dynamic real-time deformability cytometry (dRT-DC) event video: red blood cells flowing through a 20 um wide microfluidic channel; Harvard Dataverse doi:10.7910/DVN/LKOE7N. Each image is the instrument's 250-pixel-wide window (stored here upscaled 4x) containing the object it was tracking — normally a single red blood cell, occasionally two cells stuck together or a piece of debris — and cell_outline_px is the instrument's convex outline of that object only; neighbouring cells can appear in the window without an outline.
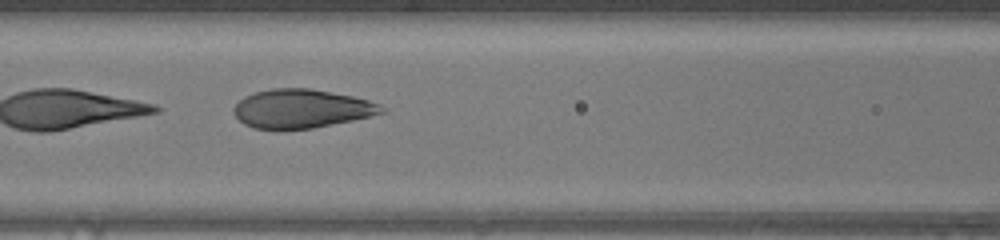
{"species": "human", "species_latin": "Homo sapiens", "temperature_condition": "warm", "stored_images_in_passage": 34, "camera_frame_rate_fps": 3000, "um_per_image_px": 0.085, "donor": {"sex": "female"}, "frame": {"image": 1, "passage_image": 8, "time_ms": 2.333, "image_size_px": [1000, 240], "cell_outline_px": [[388, 112], [352, 120], [312, 128], [252, 128], [244, 124], [232, 112], [236, 104], [244, 96], [256, 92], [272, 88], [312, 88], [352, 96], [368, 100], [380, 104]], "centroid_in_image_um": [25.64, 9.22], "position_along_channel_um": 141.0, "area_um2": 33.12}}
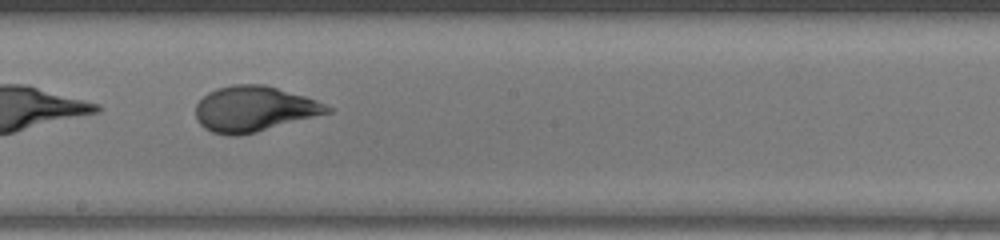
{"frame": {"image": 2, "passage_image": 14, "time_ms": 4.333, "image_size_px": [1000, 240], "cell_outline_px": [[332, 112], [256, 132], [236, 136], [228, 136], [212, 132], [204, 128], [196, 120], [196, 104], [208, 92], [216, 88], [232, 84], [264, 84], [304, 96], [316, 100], [332, 108]], "centroid_in_image_um": [21.56, 9.26], "position_along_channel_um": 226.6, "area_um2": 34.8}}
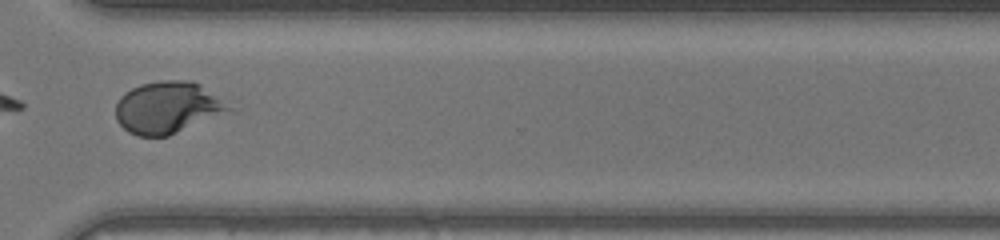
{"frame": {"image": 3, "passage_image": 23, "time_ms": 7.333, "image_size_px": [1000, 240], "cell_outline_px": [[240, 108], [168, 136], [136, 136], [128, 132], [116, 120], [116, 104], [120, 96], [124, 92], [140, 84], [160, 80], [192, 80], [240, 100]], "centroid_in_image_um": [14.49, 9.1], "position_along_channel_um": 356.1, "area_um2": 36.24}, "authors_computed_cell_mechanics": {"area_um2": 34.6222, "velocity_mm_per_s": 4.2964, "shape_relaxation_time_tau1_ms": 4.4164, "shape_relaxation_time_tau2_ms": null, "deformation_change_tau1": 0.2195, "deformation_change_tau2": null}}